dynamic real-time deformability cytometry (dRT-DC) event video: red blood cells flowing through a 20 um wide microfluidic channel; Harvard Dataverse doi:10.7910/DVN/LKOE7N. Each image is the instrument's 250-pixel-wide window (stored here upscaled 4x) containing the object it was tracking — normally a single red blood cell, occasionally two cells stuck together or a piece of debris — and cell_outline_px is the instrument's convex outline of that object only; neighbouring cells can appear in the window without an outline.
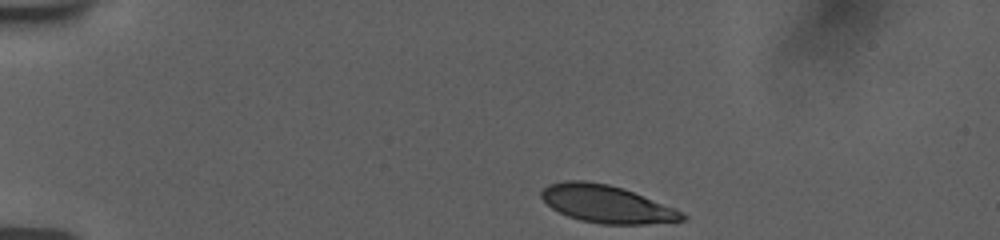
{"species": "human", "species_latin": "Homo sapiens", "temperature_condition": "room temperature", "stored_images_in_passage": 12, "camera_frame_rate_fps": 3000, "um_per_image_px": 0.085, "donor": {"sex": "female"}, "frame": {"image": 1, "passage_image": 1, "time_ms": 0.0, "image_size_px": [1000, 240], "cell_outline_px": [[688, 220], [644, 224], [600, 224], [580, 220], [568, 216], [552, 208], [540, 196], [540, 192], [548, 184], [568, 180], [584, 180], [608, 184], [632, 192], [676, 208], [688, 216]], "centroid_in_image_um": [51.58, 17.35], "position_along_channel_um": 33.4, "area_um2": 30.69}}